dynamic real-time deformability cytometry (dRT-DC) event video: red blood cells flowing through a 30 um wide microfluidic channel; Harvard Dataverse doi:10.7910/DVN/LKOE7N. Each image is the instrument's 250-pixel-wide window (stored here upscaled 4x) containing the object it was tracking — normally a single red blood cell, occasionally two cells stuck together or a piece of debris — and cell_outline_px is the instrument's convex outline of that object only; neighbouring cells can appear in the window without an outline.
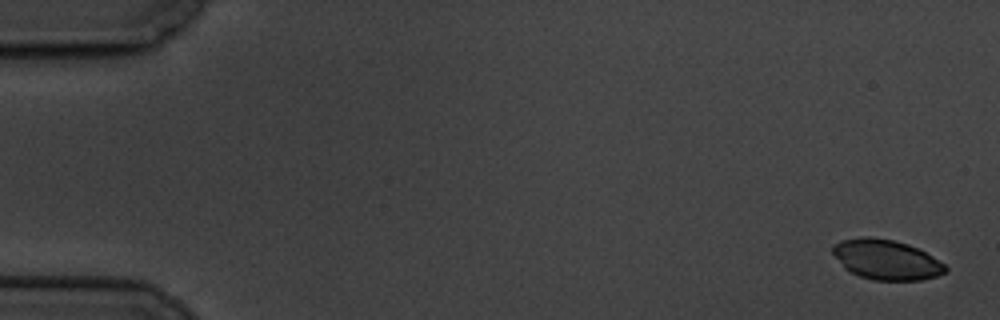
{"species": "common noctule bat (a hibernating species)", "species_latin": "Nyctalus noctula", "temperature_condition": "cold", "stored_images_in_passage": 5, "camera_frame_rate_fps": 3000, "um_per_image_px": 0.085, "animal": {"sex": "male", "body_mass_g": 19.5, "forearm_length_mm": 54.6}, "frame": {"image": 1, "passage_image": 1, "time_ms": 0.0, "image_size_px": [1000, 320], "cell_outline_px": [[948, 272], [936, 276], [920, 280], [872, 280], [860, 276], [844, 268], [832, 252], [832, 244], [840, 240], [864, 236], [872, 236], [892, 240], [908, 244], [932, 256], [944, 264], [948, 268]], "centroid_in_image_um": [75.32, 22.06], "position_along_channel_um": 9.7, "area_um2": 26.24}}
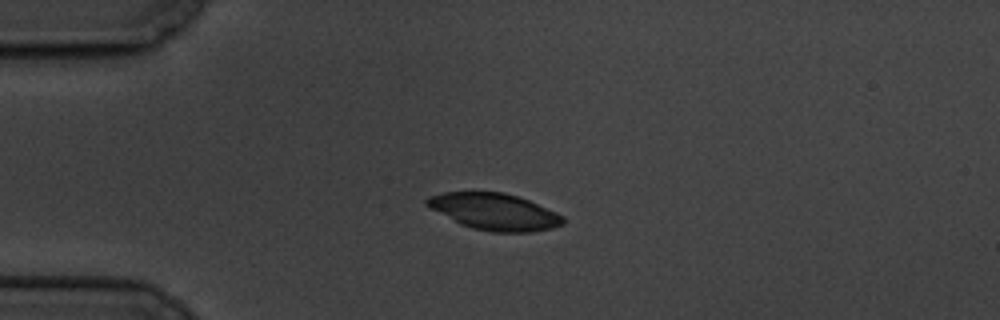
{"frame": {"image": 2, "passage_image": 4, "time_ms": 4.333, "image_size_px": [1000, 320], "cell_outline_px": [[564, 224], [552, 228], [532, 232], [492, 232], [472, 228], [460, 224], [424, 204], [424, 200], [428, 196], [444, 192], [504, 192], [528, 200], [556, 212], [564, 216]], "centroid_in_image_um": [42.03, 17.99], "position_along_channel_um": 43.0, "area_um2": 28.96}}